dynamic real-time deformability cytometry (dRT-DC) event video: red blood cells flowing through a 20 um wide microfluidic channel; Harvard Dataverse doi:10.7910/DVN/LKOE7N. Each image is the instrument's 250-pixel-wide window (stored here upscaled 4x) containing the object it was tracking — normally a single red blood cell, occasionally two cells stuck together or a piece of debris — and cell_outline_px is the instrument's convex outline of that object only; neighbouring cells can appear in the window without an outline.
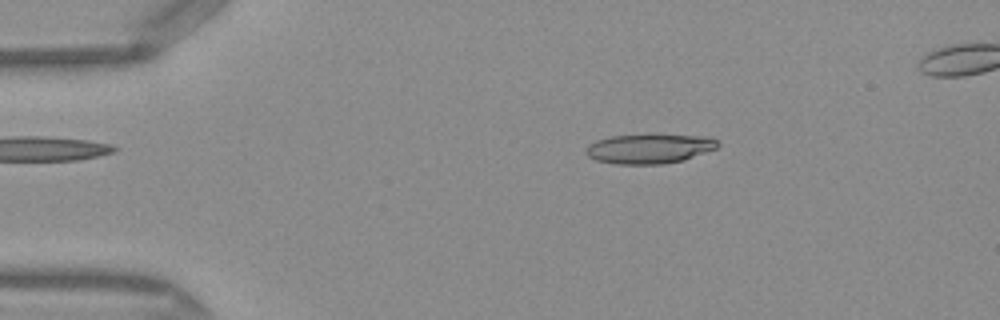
{"species": "Egyptian fruit bat (a non-hibernating species)", "species_latin": "Rousettus aegyptiacus", "temperature_condition": "warm", "stored_images_in_passage": 48, "camera_frame_rate_fps": 3000, "um_per_image_px": 0.085, "frame": {"image": 1, "passage_image": 8, "time_ms": 2.333, "image_size_px": [1000, 320], "cell_outline_px": [[720, 144], [716, 148], [684, 160], [664, 164], [616, 164], [596, 160], [588, 156], [584, 152], [588, 144], [596, 140], [612, 136], [712, 136], [720, 140]], "centroid_in_image_um": [55.2, 12.66], "position_along_channel_um": 29.8, "area_um2": 22.43}}
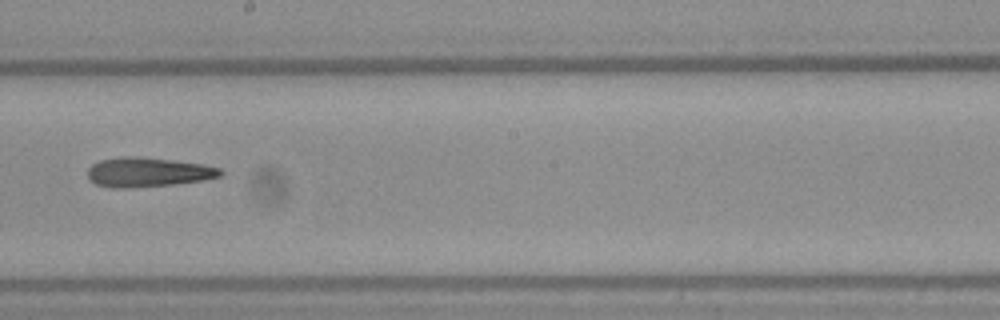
{"frame": {"image": 2, "passage_image": 27, "time_ms": 8.667, "image_size_px": [1000, 320], "cell_outline_px": [[224, 172], [220, 176], [204, 180], [172, 184], [124, 188], [112, 188], [96, 184], [88, 180], [88, 168], [92, 164], [100, 160], [120, 156], [140, 156], [172, 160], [200, 164], [220, 168]], "centroid_in_image_um": [12.53, 14.63], "position_along_channel_um": 235.7, "area_um2": 22.77}}
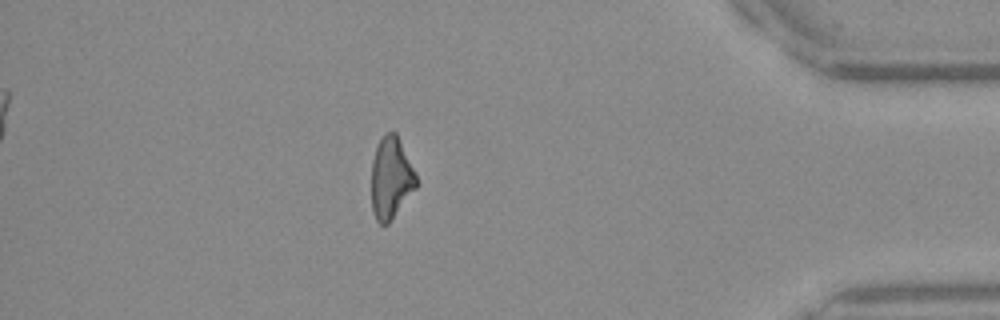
{"frame": {"image": 3, "passage_image": 42, "time_ms": 13.667, "image_size_px": [1000, 320], "cell_outline_px": [[416, 188], [388, 224], [380, 224], [376, 220], [372, 212], [372, 160], [376, 148], [384, 132], [396, 132], [416, 172]], "centroid_in_image_um": [33.23, 15.13], "position_along_channel_um": 402.0, "area_um2": 21.33}, "authors_computed_cell_mechanics": {"area_um2": 22.2819, "velocity_mm_per_s": 4.1365, "shape_relaxation_time_tau1_ms": null, "shape_relaxation_time_tau2_ms": 4.2427, "deformation_change_tau1": null, "deformation_change_tau2": 0.1885}}